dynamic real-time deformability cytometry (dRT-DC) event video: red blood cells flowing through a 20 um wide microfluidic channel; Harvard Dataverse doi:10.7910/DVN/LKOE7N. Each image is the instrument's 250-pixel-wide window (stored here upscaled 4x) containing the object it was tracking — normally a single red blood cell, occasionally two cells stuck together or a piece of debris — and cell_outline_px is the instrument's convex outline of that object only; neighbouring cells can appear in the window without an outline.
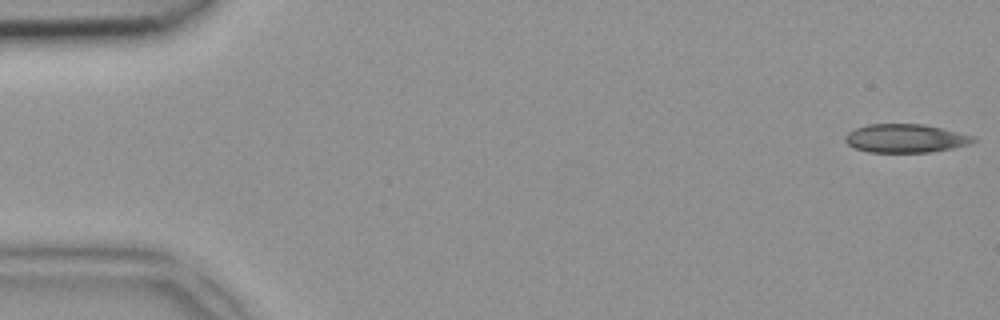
{"species": "common noctule bat (a hibernating species)", "species_latin": "Nyctalus noctula", "temperature_condition": "room temperature", "stored_images_in_passage": 48, "camera_frame_rate_fps": 3000, "um_per_image_px": 0.085, "animal": {"sex": "female", "body_mass_g": 18.4}, "frame": {"image": 1, "passage_image": 1, "time_ms": 0.0, "image_size_px": [1000, 320], "cell_outline_px": [[976, 140], [972, 144], [932, 152], [868, 152], [852, 148], [844, 140], [844, 136], [848, 132], [856, 128], [868, 124], [924, 124], [972, 136]], "centroid_in_image_um": [76.92, 11.77], "position_along_channel_um": 8.1, "area_um2": 21.27}}
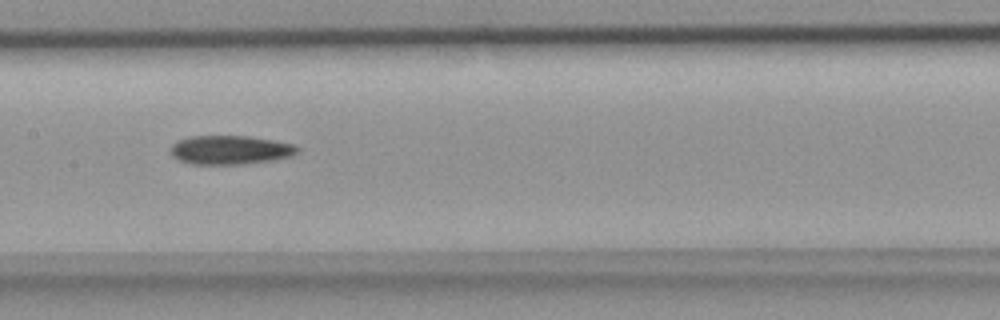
{"frame": {"image": 2, "passage_image": 23, "time_ms": 7.333, "image_size_px": [1000, 320], "cell_outline_px": [[300, 152], [292, 156], [244, 164], [192, 164], [180, 160], [172, 156], [172, 144], [176, 140], [192, 136], [248, 136], [296, 144], [300, 148]], "centroid_in_image_um": [19.6, 12.74], "position_along_channel_um": 187.8, "area_um2": 21.33}}
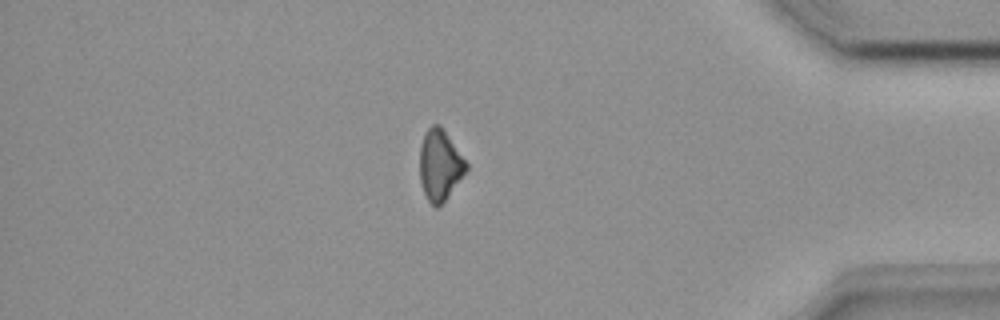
{"frame": {"image": 3, "passage_image": 40, "time_ms": 13.0, "image_size_px": [1000, 320], "cell_outline_px": [[468, 168], [444, 200], [436, 208], [428, 200], [424, 192], [420, 180], [420, 144], [428, 128], [432, 124], [440, 124], [468, 164]], "centroid_in_image_um": [37.37, 14.0], "position_along_channel_um": 397.8, "area_um2": 18.73}}